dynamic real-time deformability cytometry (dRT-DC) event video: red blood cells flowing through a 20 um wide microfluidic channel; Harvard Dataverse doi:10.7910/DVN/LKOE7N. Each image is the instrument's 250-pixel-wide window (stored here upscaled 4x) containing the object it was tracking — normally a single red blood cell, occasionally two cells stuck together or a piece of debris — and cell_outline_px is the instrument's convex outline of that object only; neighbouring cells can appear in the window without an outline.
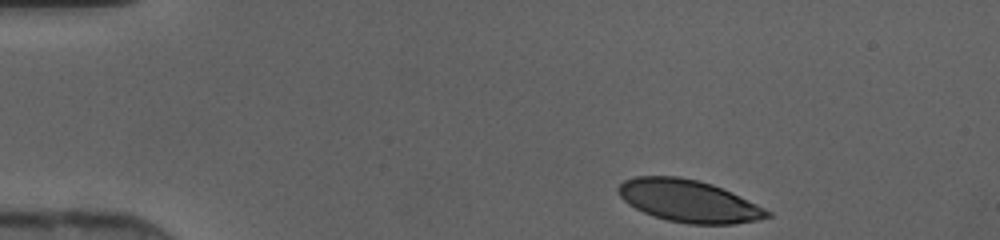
{"species": "human", "species_latin": "Homo sapiens", "temperature_condition": "cold", "stored_images_in_passage": 40, "camera_frame_rate_fps": 3000, "um_per_image_px": 0.085, "donor": {"sex": "female"}, "frame": {"image": 1, "passage_image": 1, "time_ms": 0.0, "image_size_px": [1000, 240], "cell_outline_px": [[772, 216], [756, 220], [732, 224], [688, 224], [668, 220], [644, 212], [628, 204], [616, 192], [616, 188], [624, 180], [636, 176], [680, 176], [712, 184], [756, 204], [772, 212]], "centroid_in_image_um": [58.5, 17.08], "position_along_channel_um": 26.5, "area_um2": 36.3}}
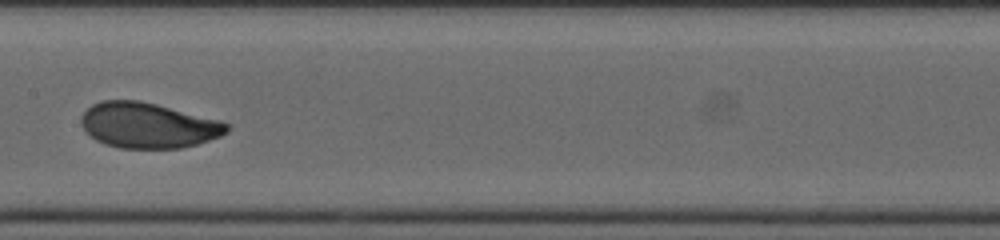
{"frame": {"image": 2, "passage_image": 18, "time_ms": 5.667, "image_size_px": [1000, 240], "cell_outline_px": [[232, 128], [228, 132], [220, 136], [196, 144], [180, 148], [120, 148], [104, 144], [96, 140], [84, 128], [80, 120], [80, 116], [92, 104], [100, 100], [140, 100], [220, 120], [228, 124]], "centroid_in_image_um": [12.59, 10.65], "position_along_channel_um": 194.8, "area_um2": 38.49}}
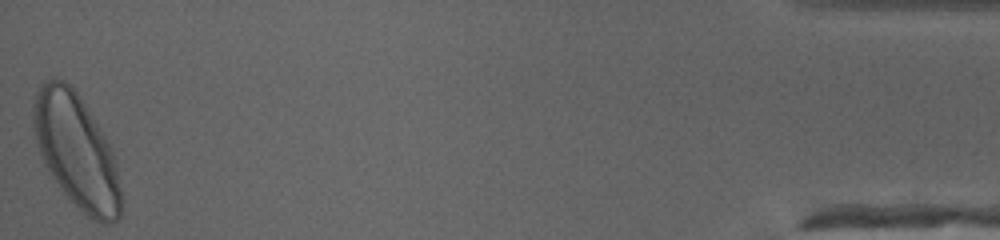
{"frame": {"image": 3, "passage_image": 40, "time_ms": 13.0, "image_size_px": [1000, 240], "cell_outline_px": [[120, 216], [116, 220], [108, 224], [104, 224], [88, 216], [64, 192], [52, 176], [44, 164], [36, 140], [32, 124], [32, 104], [36, 92], [44, 80], [56, 76], [64, 80], [76, 92], [84, 104], [112, 148], [116, 156], [120, 188]], "centroid_in_image_um": [6.48, 12.8], "position_along_channel_um": 428.7, "area_um2": 57.74}}